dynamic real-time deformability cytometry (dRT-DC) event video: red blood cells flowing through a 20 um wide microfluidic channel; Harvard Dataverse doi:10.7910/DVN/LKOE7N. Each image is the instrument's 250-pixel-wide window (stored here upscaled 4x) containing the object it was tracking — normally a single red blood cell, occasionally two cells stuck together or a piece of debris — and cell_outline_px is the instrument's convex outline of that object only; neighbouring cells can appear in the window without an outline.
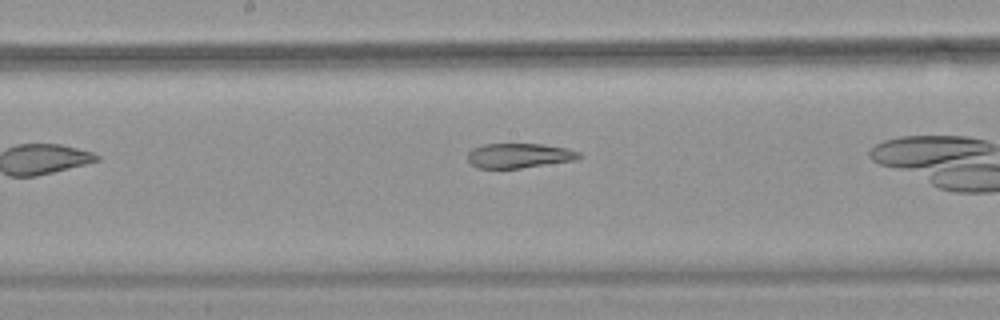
{"species": "common noctule bat (a hibernating species)", "species_latin": "Nyctalus noctula", "temperature_condition": "warm", "stored_images_in_passage": 29, "camera_frame_rate_fps": 3000, "um_per_image_px": 0.085, "animal": {"sex": "female", "body_mass_g": 18.4}, "frame": {"image": 1, "passage_image": 25, "time_ms": 8.0, "image_size_px": [1000, 320], "cell_outline_px": [[584, 156], [576, 160], [520, 168], [476, 168], [468, 160], [468, 152], [472, 148], [484, 144], [544, 144], [568, 148], [580, 152]], "centroid_in_image_um": [44.16, 13.22], "position_along_channel_um": 204.0, "area_um2": 16.18}}